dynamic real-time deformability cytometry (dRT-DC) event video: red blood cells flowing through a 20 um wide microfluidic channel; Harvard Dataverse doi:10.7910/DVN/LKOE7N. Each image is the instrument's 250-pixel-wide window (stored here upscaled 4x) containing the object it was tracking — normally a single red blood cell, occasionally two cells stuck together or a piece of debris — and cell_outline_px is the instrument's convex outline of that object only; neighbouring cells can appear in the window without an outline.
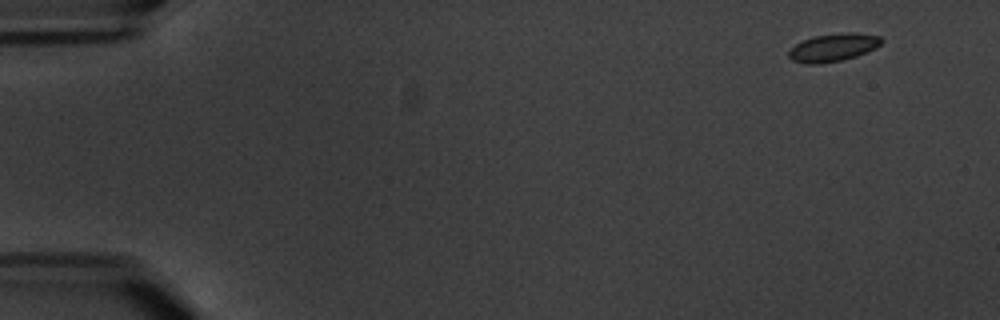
{"species": "common noctule bat (a hibernating species)", "species_latin": "Nyctalus noctula", "temperature_condition": "warm", "stored_images_in_passage": 11, "camera_frame_rate_fps": 3000, "um_per_image_px": 0.085, "animal": {"sex": "male", "body_mass_g": 20.1, "forearm_length_mm": 53.5}, "frame": {"image": 1, "passage_image": 1, "time_ms": 0.0, "image_size_px": [1000, 320], "cell_outline_px": [[884, 40], [880, 44], [868, 52], [856, 56], [840, 60], [820, 64], [804, 64], [792, 60], [788, 56], [788, 52], [796, 44], [812, 36], [844, 32], [856, 32], [880, 36]], "centroid_in_image_um": [70.83, 4.03], "position_along_channel_um": 14.2, "area_um2": 15.14}}
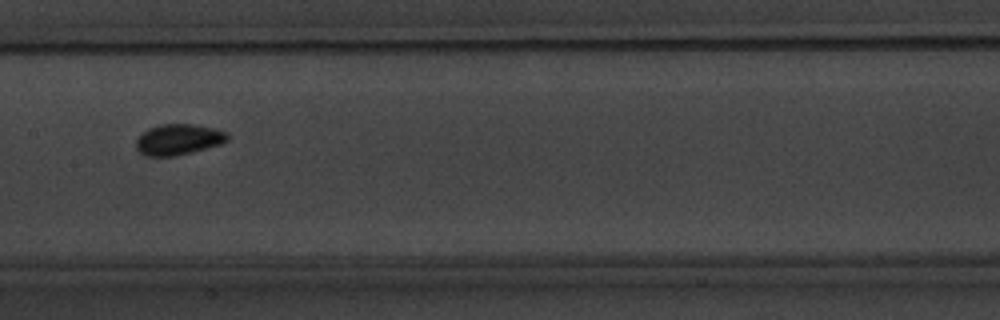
{"frame": {"image": 2, "passage_image": 8, "time_ms": 9.0, "image_size_px": [1000, 320], "cell_outline_px": [[228, 140], [220, 144], [192, 152], [176, 156], [144, 156], [136, 148], [136, 140], [148, 128], [160, 124], [192, 124], [212, 128], [228, 132]], "centroid_in_image_um": [15.16, 11.86], "position_along_channel_um": 192.2, "area_um2": 16.36}}
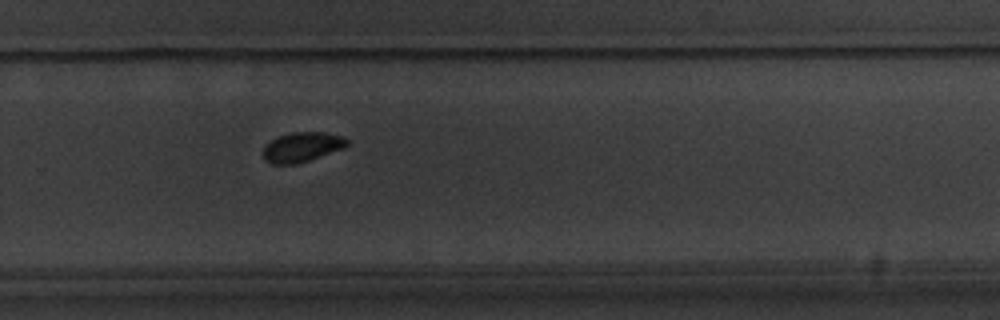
{"frame": {"image": 3, "passage_image": 11, "time_ms": 12.333, "image_size_px": [1000, 320], "cell_outline_px": [[348, 144], [344, 148], [296, 164], [272, 164], [264, 160], [264, 144], [280, 136], [292, 132], [324, 132], [340, 136], [348, 140]], "centroid_in_image_um": [25.65, 12.5], "position_along_channel_um": 304.2, "area_um2": 14.33}}